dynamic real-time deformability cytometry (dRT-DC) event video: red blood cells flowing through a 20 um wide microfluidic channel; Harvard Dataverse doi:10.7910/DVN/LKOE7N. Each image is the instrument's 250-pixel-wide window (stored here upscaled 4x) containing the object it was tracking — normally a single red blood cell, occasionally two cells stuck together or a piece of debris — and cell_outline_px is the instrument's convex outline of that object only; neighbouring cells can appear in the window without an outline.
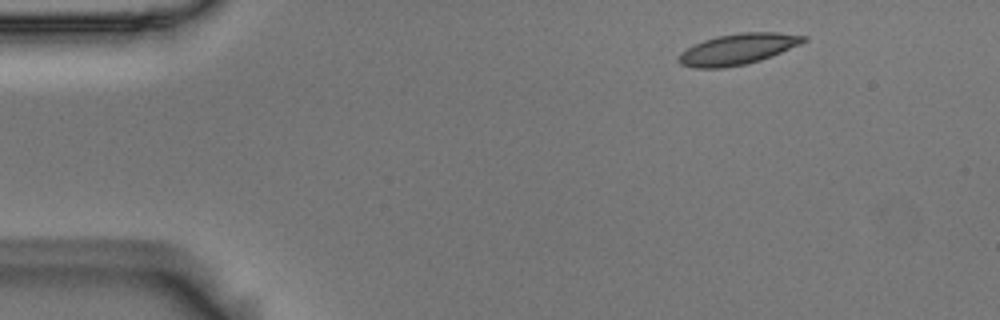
{"species": "Egyptian fruit bat (a non-hibernating species)", "species_latin": "Rousettus aegyptiacus", "temperature_condition": "room temperature", "stored_images_in_passage": 5, "camera_frame_rate_fps": 3000, "um_per_image_px": 0.085, "animal": {"sex": "male"}, "frame": {"image": 1, "passage_image": 1, "time_ms": 0.0, "image_size_px": [1000, 320], "cell_outline_px": [[808, 40], [800, 44], [760, 60], [744, 64], [724, 68], [692, 68], [680, 64], [676, 60], [680, 52], [692, 44], [716, 36], [740, 32], [780, 32], [808, 36]], "centroid_in_image_um": [62.67, 4.17], "position_along_channel_um": 22.3, "area_um2": 22.66}}
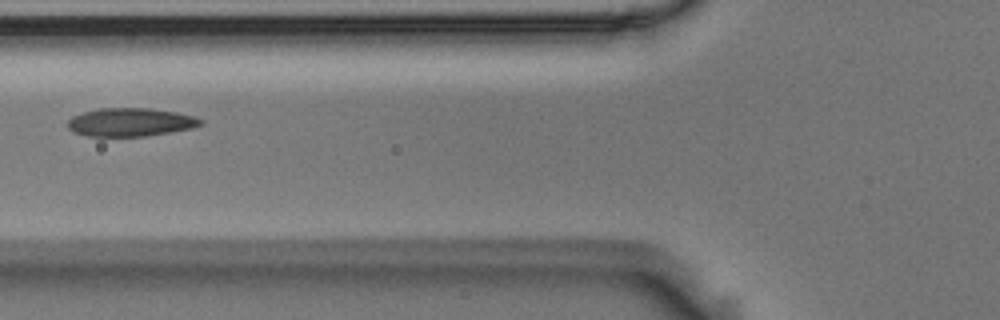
{"frame": {"image": 2, "passage_image": 5, "time_ms": 1.333, "image_size_px": [1000, 320], "cell_outline_px": [[204, 124], [192, 128], [144, 136], [88, 136], [72, 132], [68, 128], [68, 120], [72, 116], [96, 108], [152, 108], [176, 112], [192, 116], [204, 120]], "centroid_in_image_um": [11.07, 10.38], "position_along_channel_um": 114.7, "area_um2": 21.96}}